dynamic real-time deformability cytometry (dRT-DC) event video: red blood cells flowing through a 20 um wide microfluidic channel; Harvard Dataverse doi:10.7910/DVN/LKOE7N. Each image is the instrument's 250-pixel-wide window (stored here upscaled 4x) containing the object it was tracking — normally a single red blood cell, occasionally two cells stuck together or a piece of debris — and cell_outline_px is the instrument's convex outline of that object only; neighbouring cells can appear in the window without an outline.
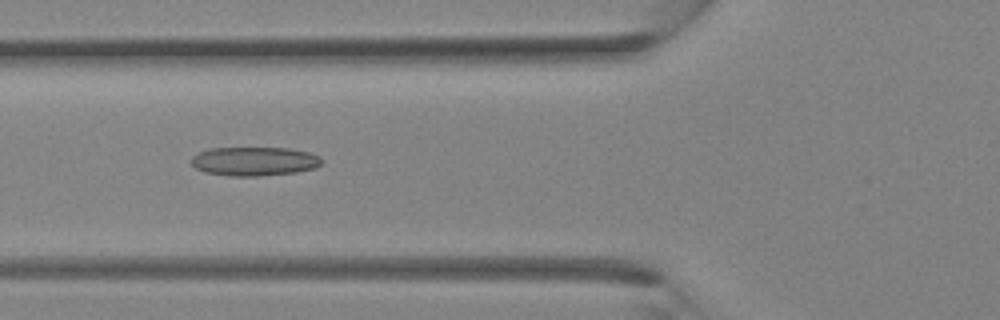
{"species": "Egyptian fruit bat (a non-hibernating species)", "species_latin": "Rousettus aegyptiacus", "temperature_condition": "room temperature", "stored_images_in_passage": 35, "camera_frame_rate_fps": 3000, "um_per_image_px": 0.085, "animal": {"sex": "female"}, "frame": {"image": 1, "passage_image": 13, "time_ms": 4.0, "image_size_px": [1000, 320], "cell_outline_px": [[324, 160], [316, 168], [296, 172], [260, 176], [228, 176], [204, 172], [196, 168], [192, 164], [192, 156], [208, 148], [288, 148], [308, 152], [320, 156]], "centroid_in_image_um": [21.63, 13.71], "position_along_channel_um": 104.2, "area_um2": 22.08}}
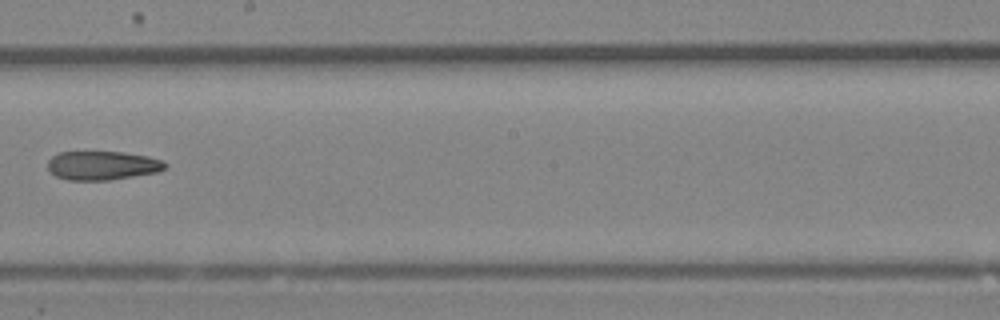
{"frame": {"image": 2, "passage_image": 20, "time_ms": 6.333, "image_size_px": [1000, 320], "cell_outline_px": [[168, 164], [164, 168], [156, 172], [108, 180], [68, 180], [56, 176], [48, 168], [48, 160], [52, 156], [60, 152], [124, 152], [148, 156], [164, 160]], "centroid_in_image_um": [8.71, 14.06], "position_along_channel_um": 239.5, "area_um2": 19.65}}
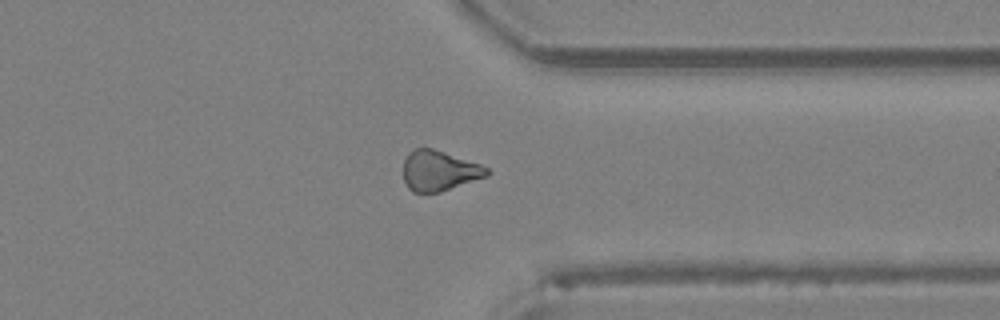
{"frame": {"image": 3, "passage_image": 27, "time_ms": 8.667, "image_size_px": [1000, 320], "cell_outline_px": [[492, 172], [488, 176], [440, 192], [412, 192], [408, 188], [404, 180], [404, 160], [408, 152], [416, 148], [432, 148], [480, 164], [488, 168]], "centroid_in_image_um": [37.34, 14.51], "position_along_channel_um": 374.1, "area_um2": 19.59}}